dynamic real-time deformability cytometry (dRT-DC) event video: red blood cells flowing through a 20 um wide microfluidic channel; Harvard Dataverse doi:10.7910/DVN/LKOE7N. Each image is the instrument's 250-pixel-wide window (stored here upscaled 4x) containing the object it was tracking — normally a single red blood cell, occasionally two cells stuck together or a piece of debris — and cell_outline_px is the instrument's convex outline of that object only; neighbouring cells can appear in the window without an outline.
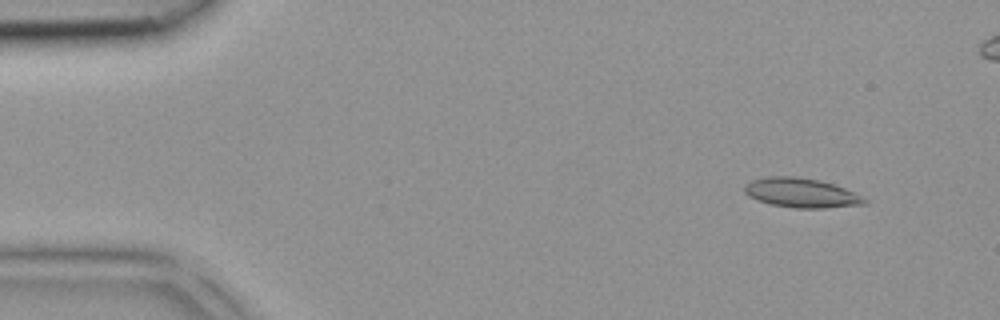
{"species": "common noctule bat (a hibernating species)", "species_latin": "Nyctalus noctula", "temperature_condition": "room temperature", "stored_images_in_passage": 41, "camera_frame_rate_fps": 3000, "um_per_image_px": 0.085, "animal": {"sex": "female", "body_mass_g": 18.4}, "frame": {"image": 1, "passage_image": 3, "time_ms": 0.667, "image_size_px": [1000, 320], "cell_outline_px": [[868, 204], [824, 208], [792, 208], [772, 204], [760, 200], [744, 192], [744, 184], [752, 180], [768, 176], [796, 176], [820, 180], [844, 188], [868, 200]], "centroid_in_image_um": [68.12, 16.39], "position_along_channel_um": 16.9, "area_um2": 20.4}}
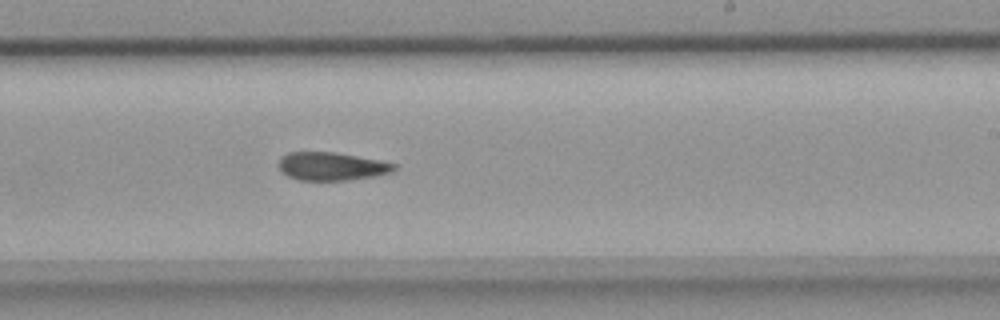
{"frame": {"image": 2, "passage_image": 24, "time_ms": 7.667, "image_size_px": [1000, 320], "cell_outline_px": [[396, 168], [392, 172], [376, 176], [348, 180], [300, 180], [288, 176], [280, 172], [280, 156], [288, 152], [336, 152], [380, 160], [396, 164]], "centroid_in_image_um": [28.19, 14.13], "position_along_channel_um": 260.8, "area_um2": 19.02}}
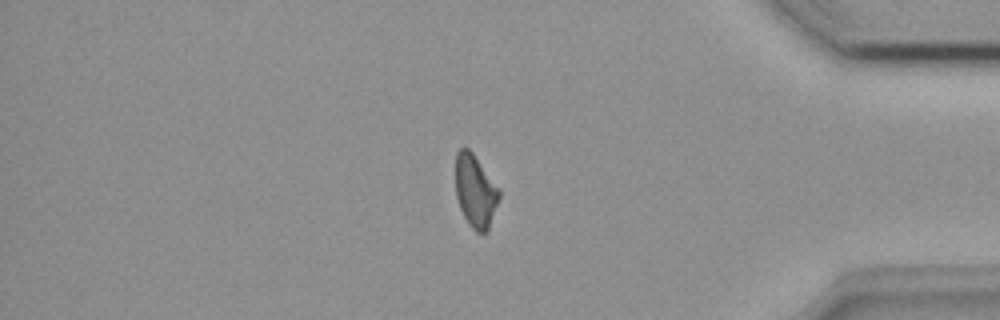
{"frame": {"image": 3, "passage_image": 34, "time_ms": 11.0, "image_size_px": [1000, 320], "cell_outline_px": [[500, 196], [488, 232], [476, 232], [468, 224], [460, 208], [456, 196], [456, 152], [460, 148], [468, 148], [472, 152], [500, 188]], "centroid_in_image_um": [40.42, 16.25], "position_along_channel_um": 394.8, "area_um2": 18.55}}